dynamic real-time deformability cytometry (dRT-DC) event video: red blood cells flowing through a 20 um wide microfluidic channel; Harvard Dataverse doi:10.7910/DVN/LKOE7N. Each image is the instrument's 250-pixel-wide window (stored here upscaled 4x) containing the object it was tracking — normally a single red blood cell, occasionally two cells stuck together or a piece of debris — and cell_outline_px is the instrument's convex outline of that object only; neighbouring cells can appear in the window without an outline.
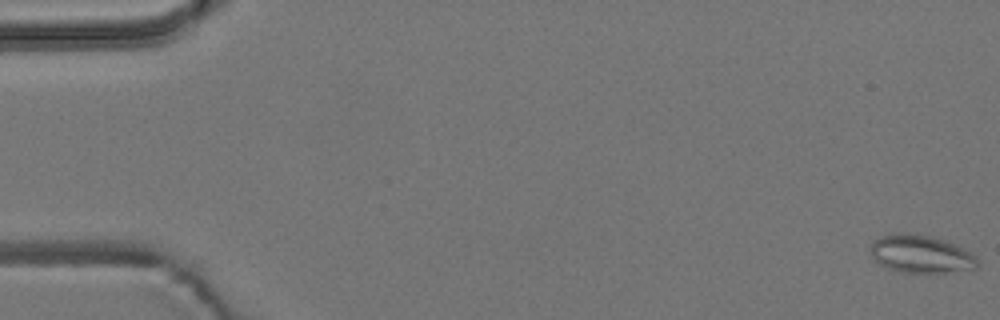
{"species": "common noctule bat (a hibernating species)", "species_latin": "Nyctalus noctula", "temperature_condition": "room temperature", "stored_images_in_passage": 58, "segment_of_instrument_passage": [1, 2], "camera_frame_rate_fps": 3000, "um_per_image_px": 0.085, "animal": {"sex": "male", "body_mass_g": 19.2, "forearm_length_mm": 51.8}, "frame": {"image": 1, "passage_image": 1, "time_ms": 0.0, "image_size_px": [1000, 320], "cell_outline_px": [[980, 264], [976, 268], [948, 272], [900, 272], [888, 268], [880, 264], [872, 256], [872, 240], [880, 236], [896, 232], [900, 232], [932, 236], [956, 244], [972, 252], [976, 256]], "centroid_in_image_um": [78.31, 21.58], "position_along_channel_um": 6.7, "area_um2": 23.7}}
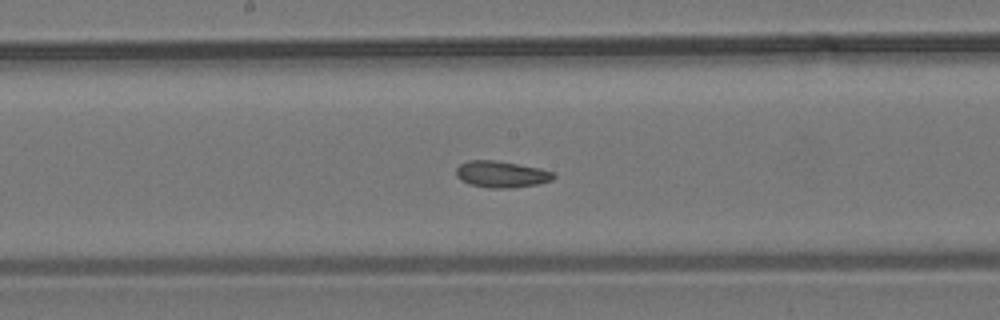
{"frame": {"image": 2, "passage_image": 30, "time_ms": 9.667, "image_size_px": [1000, 320], "cell_outline_px": [[556, 176], [552, 180], [540, 184], [512, 188], [488, 188], [468, 184], [460, 180], [456, 176], [456, 168], [460, 164], [468, 160], [496, 160], [540, 168], [552, 172]], "centroid_in_image_um": [42.6, 14.82], "position_along_channel_um": 205.6, "area_um2": 15.26}}
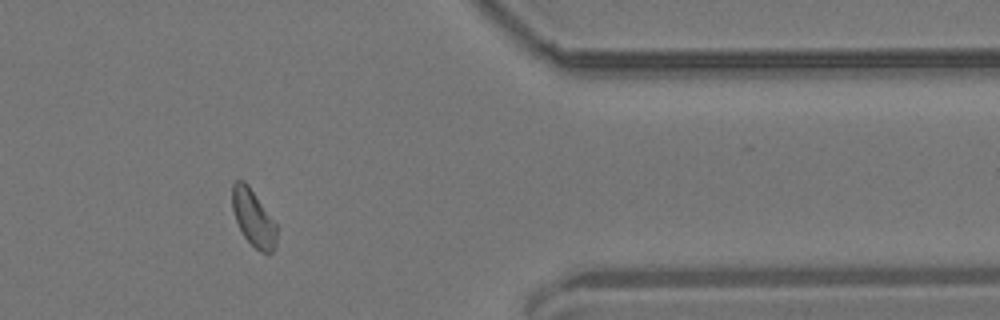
{"frame": {"image": 3, "passage_image": 47, "time_ms": 15.333, "image_size_px": [1000, 320], "cell_outline_px": [[276, 248], [268, 256], [260, 252], [244, 236], [236, 220], [232, 208], [232, 184], [236, 180], [244, 180], [248, 184], [276, 224]], "centroid_in_image_um": [21.54, 18.55], "position_along_channel_um": 389.9, "area_um2": 14.62}}